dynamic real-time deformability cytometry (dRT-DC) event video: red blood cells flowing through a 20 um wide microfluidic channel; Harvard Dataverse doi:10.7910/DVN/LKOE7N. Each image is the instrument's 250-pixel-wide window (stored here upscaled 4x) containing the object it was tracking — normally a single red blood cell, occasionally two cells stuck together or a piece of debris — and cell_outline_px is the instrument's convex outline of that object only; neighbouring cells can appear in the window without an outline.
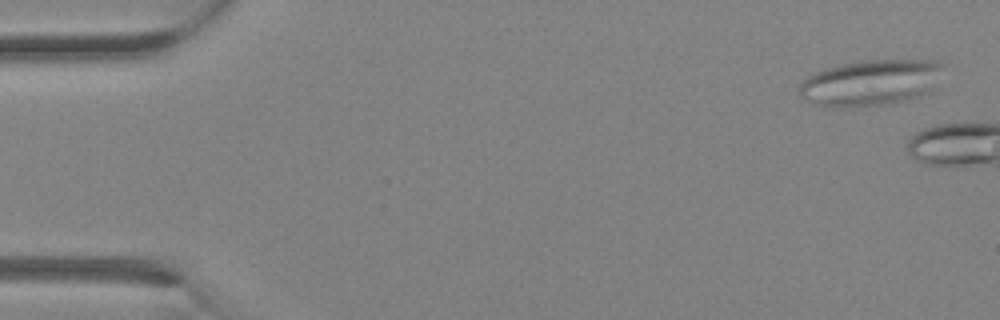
{"species": "Egyptian fruit bat (a non-hibernating species)", "species_latin": "Rousettus aegyptiacus", "temperature_condition": "room temperature", "stored_images_in_passage": 2, "camera_frame_rate_fps": 3000, "um_per_image_px": 0.085, "animal": {"sex": "female"}, "frame": {"image": 1, "passage_image": 1, "time_ms": 0.0, "image_size_px": [1000, 320], "cell_outline_px": [[944, 64], [932, 92], [904, 100], [888, 104], [856, 108], [832, 108], [816, 104], [800, 96], [800, 84], [808, 76], [816, 72], [840, 64], [860, 60], [940, 60]], "centroid_in_image_um": [74.03, 7.04], "position_along_channel_um": 11.0, "area_um2": 38.9}}